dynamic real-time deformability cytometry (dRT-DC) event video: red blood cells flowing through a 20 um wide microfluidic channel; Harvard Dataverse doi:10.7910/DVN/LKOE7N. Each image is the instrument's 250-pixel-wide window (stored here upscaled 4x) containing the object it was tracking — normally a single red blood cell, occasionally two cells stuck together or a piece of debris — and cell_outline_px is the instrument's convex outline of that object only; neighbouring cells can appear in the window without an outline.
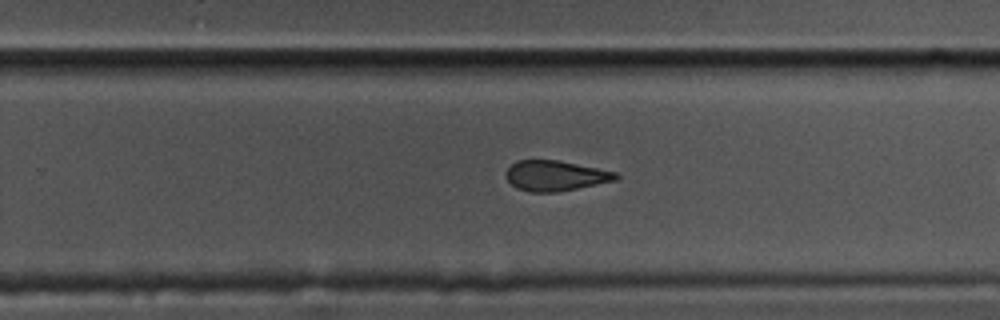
{"species": "common noctule bat (a hibernating species)", "species_latin": "Nyctalus noctula", "temperature_condition": "cold", "stored_images_in_passage": 42, "camera_frame_rate_fps": 3000, "um_per_image_px": 0.085, "animal": {"sex": "male", "body_mass_g": 17.5, "forearm_length_mm": 52.3}, "frame": {"image": 1, "passage_image": 32, "time_ms": 10.333, "image_size_px": [1000, 320], "cell_outline_px": [[620, 176], [616, 180], [556, 192], [528, 192], [516, 188], [504, 176], [504, 172], [516, 160], [560, 160], [616, 172]], "centroid_in_image_um": [47.17, 14.93], "position_along_channel_um": 282.6, "area_um2": 19.42}}
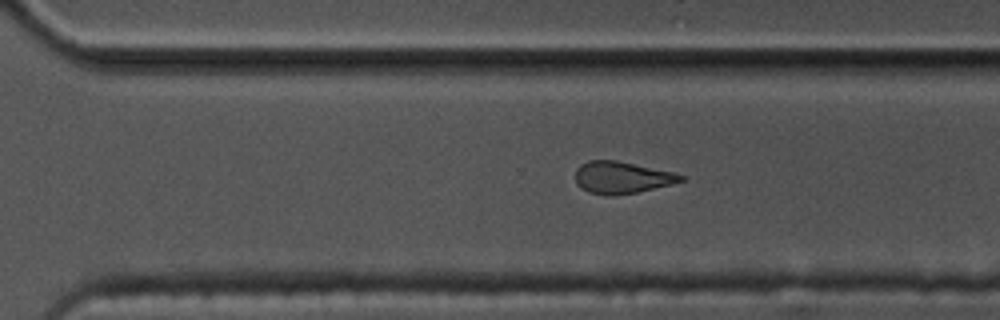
{"frame": {"image": 2, "passage_image": 35, "time_ms": 11.333, "image_size_px": [1000, 320], "cell_outline_px": [[684, 180], [672, 184], [636, 192], [612, 196], [608, 196], [588, 192], [580, 188], [576, 184], [576, 168], [580, 164], [588, 160], [616, 160], [676, 172], [684, 176]], "centroid_in_image_um": [52.84, 15.08], "position_along_channel_um": 317.8, "area_um2": 19.83}}
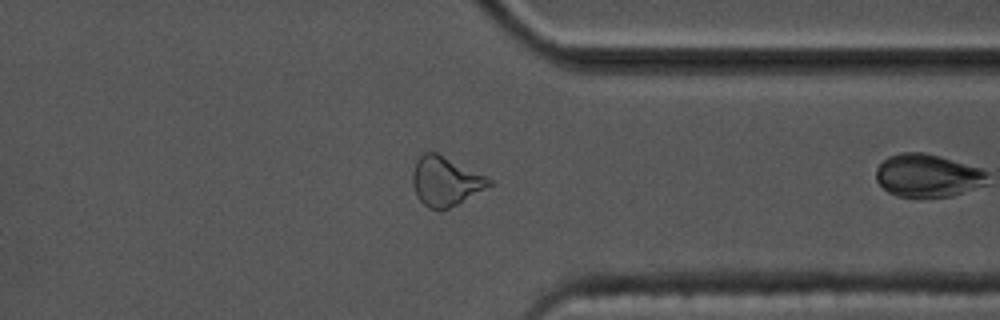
{"frame": {"image": 3, "passage_image": 40, "time_ms": 13.0, "image_size_px": [1000, 320], "cell_outline_px": [[492, 184], [456, 204], [448, 208], [428, 208], [416, 196], [412, 184], [412, 172], [416, 160], [424, 152], [436, 152], [492, 180]], "centroid_in_image_um": [37.79, 15.39], "position_along_channel_um": 373.6, "area_um2": 21.27}}